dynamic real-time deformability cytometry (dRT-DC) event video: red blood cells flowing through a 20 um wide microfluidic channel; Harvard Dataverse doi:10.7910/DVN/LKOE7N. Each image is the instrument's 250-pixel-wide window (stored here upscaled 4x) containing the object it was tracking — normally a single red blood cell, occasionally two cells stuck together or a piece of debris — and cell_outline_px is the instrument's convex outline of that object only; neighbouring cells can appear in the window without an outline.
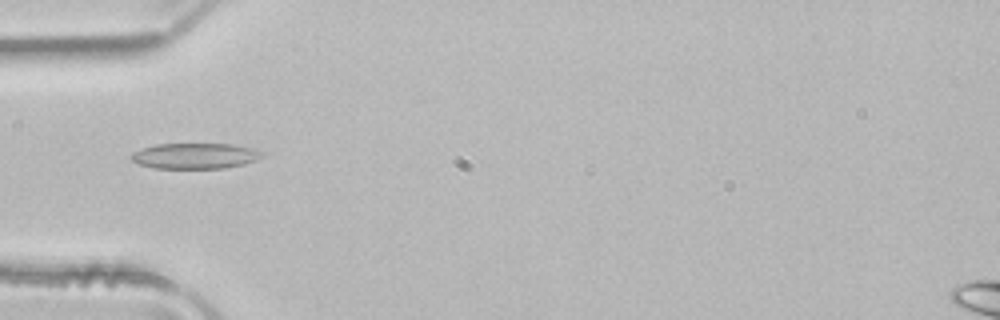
{"species": "common noctule bat (a hibernating species)", "species_latin": "Nyctalus noctula", "temperature_condition": "room temperature", "stored_images_in_passage": 4, "camera_frame_rate_fps": 3000, "um_per_image_px": 0.085, "animal": {"sex": "male", "body_mass_g": 21.5, "forearm_length_mm": 52.0}, "frame": {"image": 1, "passage_image": 4, "time_ms": 1.0, "image_size_px": [1000, 320], "cell_outline_px": [[264, 156], [256, 160], [244, 164], [224, 168], [152, 168], [136, 164], [128, 156], [132, 152], [156, 144], [232, 144], [252, 148], [260, 152]], "centroid_in_image_um": [16.52, 13.26], "position_along_channel_um": 68.5, "area_um2": 19.59}}